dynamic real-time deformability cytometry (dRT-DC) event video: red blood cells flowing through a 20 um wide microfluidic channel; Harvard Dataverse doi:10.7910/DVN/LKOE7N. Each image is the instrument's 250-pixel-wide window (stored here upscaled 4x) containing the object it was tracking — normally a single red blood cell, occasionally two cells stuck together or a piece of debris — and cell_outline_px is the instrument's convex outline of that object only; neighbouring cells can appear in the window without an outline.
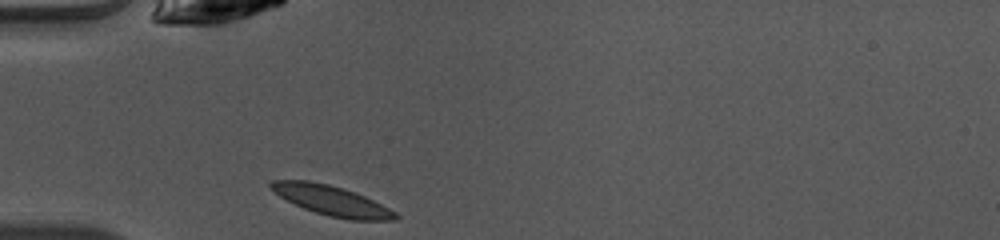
{"species": "common noctule bat (a hibernating species)", "species_latin": "Nyctalus noctula", "temperature_condition": "warm", "stored_images_in_passage": 35, "camera_frame_rate_fps": 3000, "um_per_image_px": 0.085, "animal": {"sex": "female", "body_mass_g": 10.0, "forearm_length_mm": 53.1}, "frame": {"image": 1, "passage_image": 1, "time_ms": 0.0, "image_size_px": [1000, 240], "cell_outline_px": [[400, 216], [396, 220], [352, 220], [328, 216], [304, 208], [280, 196], [268, 184], [272, 180], [308, 180], [328, 184], [344, 188], [364, 196], [396, 212]], "centroid_in_image_um": [28.22, 17.05], "position_along_channel_um": 56.8, "area_um2": 21.33}}
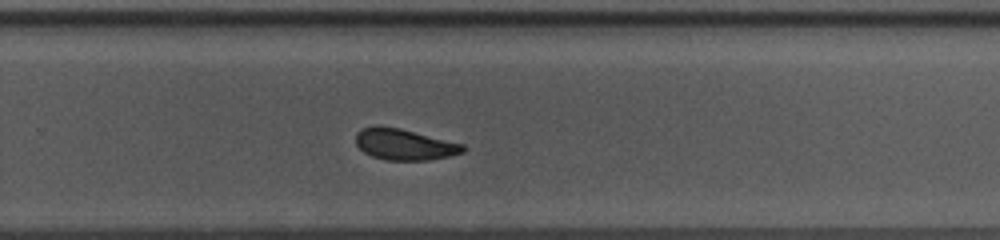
{"frame": {"image": 2, "passage_image": 19, "time_ms": 6.0, "image_size_px": [1000, 240], "cell_outline_px": [[468, 148], [464, 152], [448, 156], [428, 160], [384, 160], [372, 156], [364, 152], [356, 144], [356, 132], [360, 128], [380, 124], [400, 128], [464, 144]], "centroid_in_image_um": [34.36, 12.26], "position_along_channel_um": 295.4, "area_um2": 19.71}}
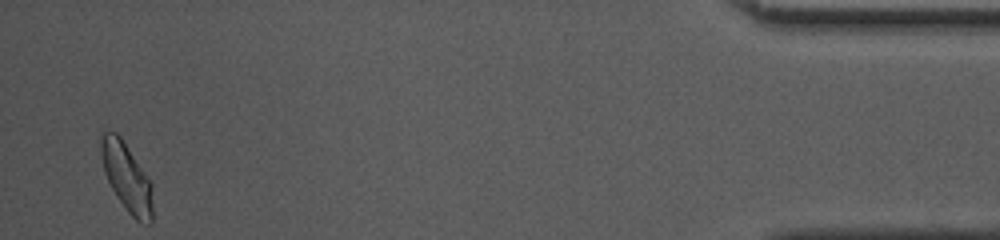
{"frame": {"image": 3, "passage_image": 34, "time_ms": 11.0, "image_size_px": [1000, 240], "cell_outline_px": [[152, 224], [140, 224], [128, 212], [116, 196], [104, 172], [100, 156], [100, 132], [116, 132], [120, 136], [152, 184]], "centroid_in_image_um": [10.75, 15.08], "position_along_channel_um": 424.4, "area_um2": 20.58}, "authors_computed_cell_mechanics": {"area_um2": 20.1722, "velocity_mm_per_s": 4.0884, "shape_relaxation_time_tau1_ms": 4.0711, "shape_relaxation_time_tau2_ms": 8.6254, "deformation_change_tau1": 0.1094, "deformation_change_tau2": 0.0828}}